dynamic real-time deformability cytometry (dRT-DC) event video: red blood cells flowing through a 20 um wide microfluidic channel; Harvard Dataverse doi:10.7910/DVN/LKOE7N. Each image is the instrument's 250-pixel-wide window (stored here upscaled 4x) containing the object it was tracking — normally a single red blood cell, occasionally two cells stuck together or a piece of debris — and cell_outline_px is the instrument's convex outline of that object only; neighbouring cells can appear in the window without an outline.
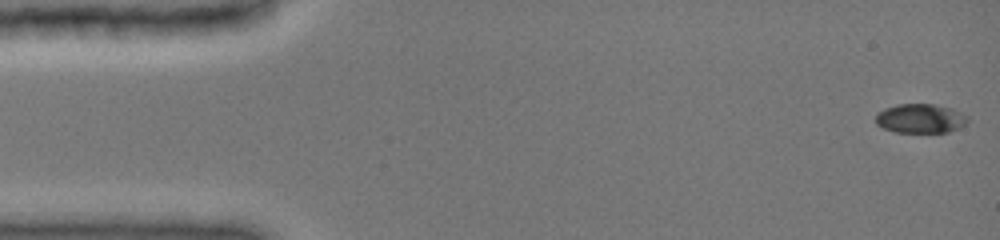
{"species": "common noctule bat (a hibernating species)", "species_latin": "Nyctalus noctula", "temperature_condition": "cold", "stored_images_in_passage": 48, "camera_frame_rate_fps": 3000, "um_per_image_px": 0.085, "animal": {"sex": "female", "body_mass_g": 19.0, "forearm_length_mm": 51.5}, "frame": {"image": 1, "passage_image": 1, "time_ms": 0.0, "image_size_px": [1000, 240], "cell_outline_px": [[968, 120], [964, 124], [948, 132], [896, 132], [884, 128], [876, 124], [876, 112], [884, 108], [896, 104], [936, 104], [952, 108], [968, 116]], "centroid_in_image_um": [78.2, 10.05], "position_along_channel_um": 6.8, "area_um2": 15.66}}
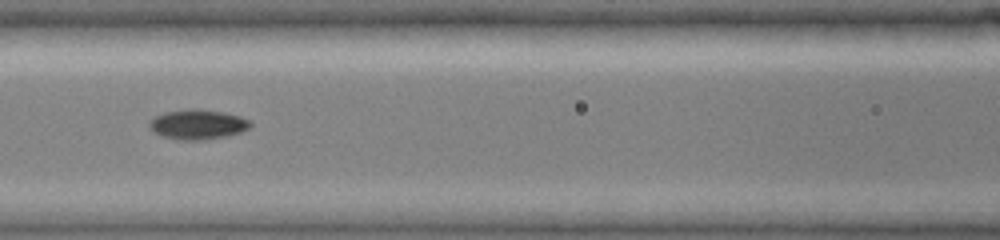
{"frame": {"image": 2, "passage_image": 21, "time_ms": 6.667, "image_size_px": [1000, 240], "cell_outline_px": [[252, 124], [248, 128], [240, 132], [228, 136], [204, 140], [180, 140], [164, 136], [152, 132], [148, 128], [148, 120], [164, 112], [188, 108], [196, 108], [224, 112], [240, 116], [252, 120]], "centroid_in_image_um": [16.79, 10.56], "position_along_channel_um": 149.8, "area_um2": 17.92}}
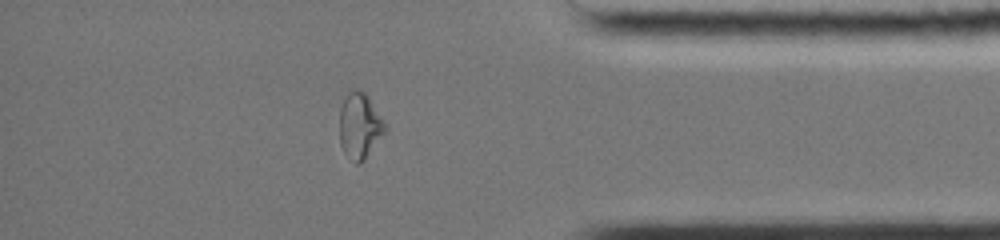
{"frame": {"image": 3, "passage_image": 41, "time_ms": 13.333, "image_size_px": [1000, 240], "cell_outline_px": [[388, 128], [364, 160], [360, 164], [356, 164], [344, 152], [340, 144], [340, 108], [348, 92], [352, 88], [356, 88], [364, 92], [368, 96], [384, 120]], "centroid_in_image_um": [30.58, 10.68], "position_along_channel_um": 404.6, "area_um2": 17.46}, "authors_computed_cell_mechanics": {"area_um2": 16.1551, "velocity_mm_per_s": 4.0046, "shape_relaxation_time_tau1_ms": 5.2983, "shape_relaxation_time_tau2_ms": 2.2051, "deformation_change_tau1": 0.2003, "deformation_change_tau2": 0.0495}}